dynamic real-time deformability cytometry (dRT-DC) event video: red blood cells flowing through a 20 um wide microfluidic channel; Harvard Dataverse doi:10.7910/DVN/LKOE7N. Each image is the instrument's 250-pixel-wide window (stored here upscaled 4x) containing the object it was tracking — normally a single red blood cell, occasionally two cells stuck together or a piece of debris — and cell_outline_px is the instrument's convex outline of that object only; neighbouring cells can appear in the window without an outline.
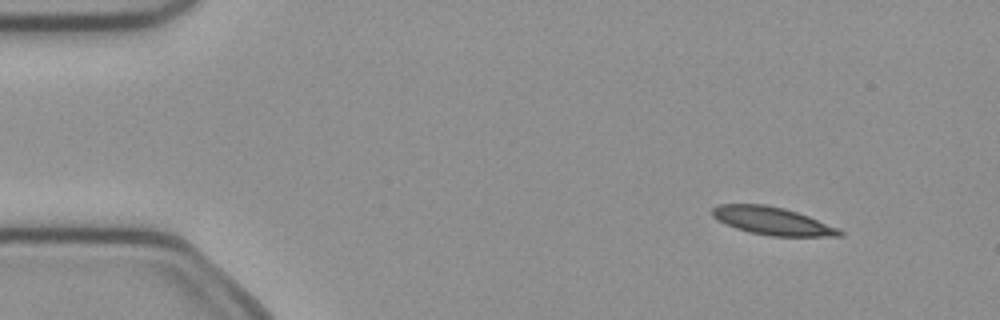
{"species": "common noctule bat (a hibernating species)", "species_latin": "Nyctalus noctula", "temperature_condition": "cold", "stored_images_in_passage": 5, "camera_frame_rate_fps": 3000, "um_per_image_px": 0.085, "animal": {"sex": "female", "body_mass_g": 21.9}, "frame": {"image": 1, "passage_image": 1, "time_ms": 0.0, "image_size_px": [1000, 320], "cell_outline_px": [[844, 236], [768, 236], [748, 232], [736, 228], [712, 216], [712, 208], [720, 204], [764, 204], [784, 208], [808, 216], [836, 228], [844, 232]], "centroid_in_image_um": [65.64, 18.78], "position_along_channel_um": 19.4, "area_um2": 20.35}}
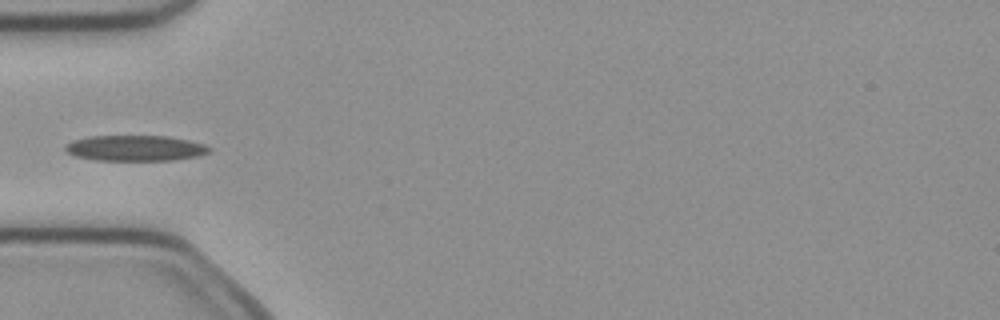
{"frame": {"image": 2, "passage_image": 4, "time_ms": 1.0, "image_size_px": [1000, 320], "cell_outline_px": [[212, 148], [208, 152], [200, 156], [172, 160], [96, 160], [76, 156], [68, 152], [64, 148], [64, 144], [72, 140], [88, 136], [168, 136], [188, 140], [204, 144]], "centroid_in_image_um": [11.49, 12.58], "position_along_channel_um": 73.5, "area_um2": 21.56}}